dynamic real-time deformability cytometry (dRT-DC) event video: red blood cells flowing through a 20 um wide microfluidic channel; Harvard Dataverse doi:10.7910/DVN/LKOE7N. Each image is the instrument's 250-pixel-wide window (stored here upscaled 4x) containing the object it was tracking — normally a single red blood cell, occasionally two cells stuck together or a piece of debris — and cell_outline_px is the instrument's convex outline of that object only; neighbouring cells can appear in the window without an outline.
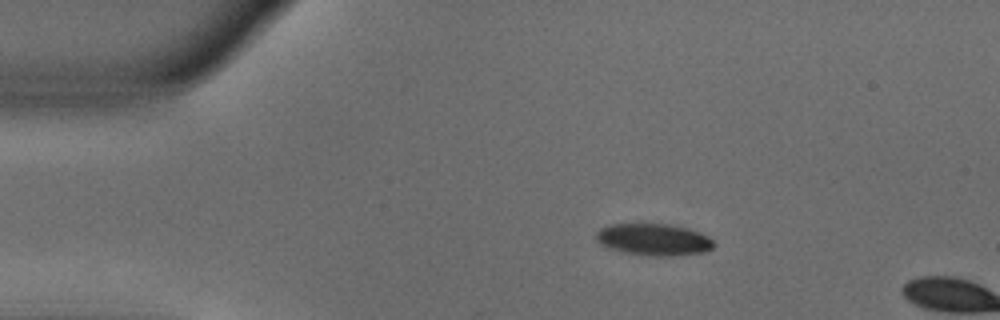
{"species": "common noctule bat (a hibernating species)", "species_latin": "Nyctalus noctula", "temperature_condition": "warm", "stored_images_in_passage": 12, "camera_frame_rate_fps": 3000, "um_per_image_px": 0.085, "animal": {"sex": "male", "body_mass_g": 18.8}, "frame": {"image": 1, "passage_image": 9, "time_ms": 2.667, "image_size_px": [1000, 320], "cell_outline_px": [[716, 244], [712, 248], [704, 252], [672, 256], [648, 256], [608, 248], [600, 244], [596, 240], [596, 232], [600, 228], [608, 224], [668, 224], [688, 228], [700, 232], [708, 236]], "centroid_in_image_um": [55.57, 20.36], "position_along_channel_um": 29.4, "area_um2": 21.91}}